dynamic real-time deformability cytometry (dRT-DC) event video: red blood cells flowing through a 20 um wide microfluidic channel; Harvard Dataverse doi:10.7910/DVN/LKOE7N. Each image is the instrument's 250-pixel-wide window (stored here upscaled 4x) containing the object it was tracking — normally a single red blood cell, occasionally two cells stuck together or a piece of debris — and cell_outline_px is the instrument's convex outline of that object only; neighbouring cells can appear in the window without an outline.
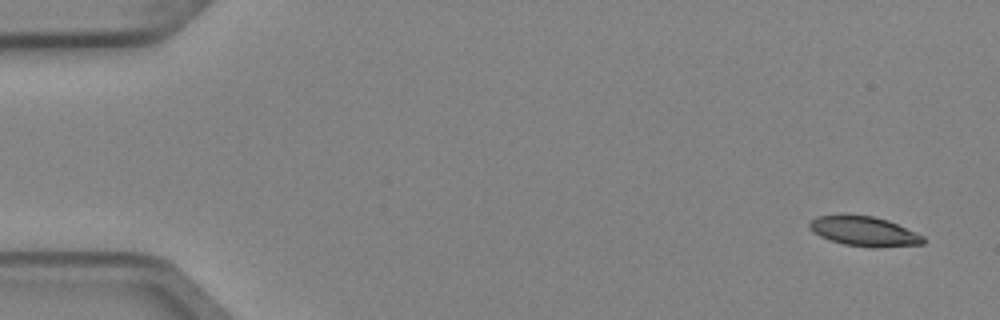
{"species": "Egyptian fruit bat (a non-hibernating species)", "species_latin": "Rousettus aegyptiacus", "temperature_condition": "cold", "stored_images_in_passage": 5, "camera_frame_rate_fps": 3000, "um_per_image_px": 0.085, "animal": {"sex": "female"}, "frame": {"image": 1, "passage_image": 1, "time_ms": 0.0, "image_size_px": [1000, 320], "cell_outline_px": [[924, 244], [876, 248], [872, 248], [844, 244], [820, 236], [812, 232], [808, 228], [808, 224], [816, 216], [844, 212], [872, 216], [888, 220], [924, 236]], "centroid_in_image_um": [73.4, 19.63], "position_along_channel_um": 11.6, "area_um2": 20.23}}
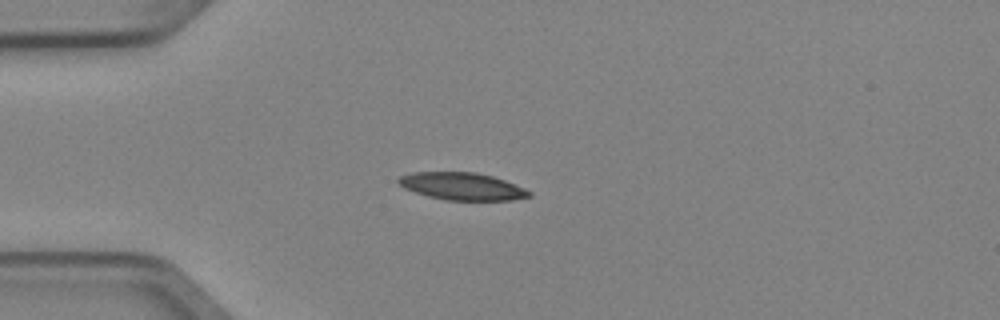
{"frame": {"image": 2, "passage_image": 4, "time_ms": 1.0, "image_size_px": [1000, 320], "cell_outline_px": [[532, 196], [512, 200], [444, 200], [428, 196], [404, 188], [396, 180], [400, 176], [412, 172], [476, 172], [492, 176], [504, 180], [524, 188], [532, 192]], "centroid_in_image_um": [39.28, 15.83], "position_along_channel_um": 45.7, "area_um2": 20.81}}